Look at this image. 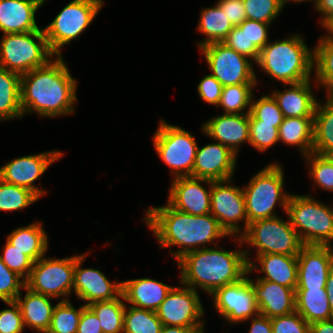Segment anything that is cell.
<instances>
[{"label":"cell","mask_w":333,"mask_h":333,"mask_svg":"<svg viewBox=\"0 0 333 333\" xmlns=\"http://www.w3.org/2000/svg\"><path fill=\"white\" fill-rule=\"evenodd\" d=\"M145 213L148 229L153 231L161 248H170L175 260L188 252L206 248L207 243L218 247L215 240L229 236L211 213L195 216L178 211L168 203L149 207ZM173 246L178 247L175 252L171 249Z\"/></svg>","instance_id":"1"},{"label":"cell","mask_w":333,"mask_h":333,"mask_svg":"<svg viewBox=\"0 0 333 333\" xmlns=\"http://www.w3.org/2000/svg\"><path fill=\"white\" fill-rule=\"evenodd\" d=\"M77 80L70 74L63 55L47 65L21 75V109L23 116L37 112L54 118L74 113L77 103Z\"/></svg>","instance_id":"2"},{"label":"cell","mask_w":333,"mask_h":333,"mask_svg":"<svg viewBox=\"0 0 333 333\" xmlns=\"http://www.w3.org/2000/svg\"><path fill=\"white\" fill-rule=\"evenodd\" d=\"M251 250H225L208 246L186 253L177 260L180 284L208 294L242 279L248 271Z\"/></svg>","instance_id":"3"},{"label":"cell","mask_w":333,"mask_h":333,"mask_svg":"<svg viewBox=\"0 0 333 333\" xmlns=\"http://www.w3.org/2000/svg\"><path fill=\"white\" fill-rule=\"evenodd\" d=\"M304 41L297 33L289 38L268 42L260 50L256 63L272 80L282 82L285 87L311 80L314 50Z\"/></svg>","instance_id":"4"},{"label":"cell","mask_w":333,"mask_h":333,"mask_svg":"<svg viewBox=\"0 0 333 333\" xmlns=\"http://www.w3.org/2000/svg\"><path fill=\"white\" fill-rule=\"evenodd\" d=\"M284 171L277 162L261 169L248 185L243 186L248 225L256 220L278 216L275 206L280 204L287 213L290 193L284 192Z\"/></svg>","instance_id":"5"},{"label":"cell","mask_w":333,"mask_h":333,"mask_svg":"<svg viewBox=\"0 0 333 333\" xmlns=\"http://www.w3.org/2000/svg\"><path fill=\"white\" fill-rule=\"evenodd\" d=\"M286 214L304 245L332 246V207L309 195L291 193Z\"/></svg>","instance_id":"6"},{"label":"cell","mask_w":333,"mask_h":333,"mask_svg":"<svg viewBox=\"0 0 333 333\" xmlns=\"http://www.w3.org/2000/svg\"><path fill=\"white\" fill-rule=\"evenodd\" d=\"M0 40V66L20 76L47 65L56 56L44 30L3 34Z\"/></svg>","instance_id":"7"},{"label":"cell","mask_w":333,"mask_h":333,"mask_svg":"<svg viewBox=\"0 0 333 333\" xmlns=\"http://www.w3.org/2000/svg\"><path fill=\"white\" fill-rule=\"evenodd\" d=\"M239 245L246 242L256 254H281L297 256L305 246L291 221L282 220L278 216L251 222L247 230L240 236H233Z\"/></svg>","instance_id":"8"},{"label":"cell","mask_w":333,"mask_h":333,"mask_svg":"<svg viewBox=\"0 0 333 333\" xmlns=\"http://www.w3.org/2000/svg\"><path fill=\"white\" fill-rule=\"evenodd\" d=\"M104 5L103 0H72L45 28L51 51L62 56L61 48L77 39L92 23Z\"/></svg>","instance_id":"9"},{"label":"cell","mask_w":333,"mask_h":333,"mask_svg":"<svg viewBox=\"0 0 333 333\" xmlns=\"http://www.w3.org/2000/svg\"><path fill=\"white\" fill-rule=\"evenodd\" d=\"M153 146L171 168L173 178L192 176L198 145L190 132L161 119L153 135Z\"/></svg>","instance_id":"10"},{"label":"cell","mask_w":333,"mask_h":333,"mask_svg":"<svg viewBox=\"0 0 333 333\" xmlns=\"http://www.w3.org/2000/svg\"><path fill=\"white\" fill-rule=\"evenodd\" d=\"M75 256L56 259L41 257L34 262L25 287L32 292L51 298L70 300L73 291Z\"/></svg>","instance_id":"11"},{"label":"cell","mask_w":333,"mask_h":333,"mask_svg":"<svg viewBox=\"0 0 333 333\" xmlns=\"http://www.w3.org/2000/svg\"><path fill=\"white\" fill-rule=\"evenodd\" d=\"M209 69L222 85L257 84L253 61L237 53L222 42L207 44L199 48Z\"/></svg>","instance_id":"12"},{"label":"cell","mask_w":333,"mask_h":333,"mask_svg":"<svg viewBox=\"0 0 333 333\" xmlns=\"http://www.w3.org/2000/svg\"><path fill=\"white\" fill-rule=\"evenodd\" d=\"M231 181L232 178L212 181L210 213L229 236L240 237L247 230L245 197L243 188L232 185Z\"/></svg>","instance_id":"13"},{"label":"cell","mask_w":333,"mask_h":333,"mask_svg":"<svg viewBox=\"0 0 333 333\" xmlns=\"http://www.w3.org/2000/svg\"><path fill=\"white\" fill-rule=\"evenodd\" d=\"M204 313L197 290L183 284L173 287L156 310L162 325L186 328H205Z\"/></svg>","instance_id":"14"},{"label":"cell","mask_w":333,"mask_h":333,"mask_svg":"<svg viewBox=\"0 0 333 333\" xmlns=\"http://www.w3.org/2000/svg\"><path fill=\"white\" fill-rule=\"evenodd\" d=\"M211 297L217 313L231 324L245 322L260 314L247 274L235 283L216 289Z\"/></svg>","instance_id":"15"},{"label":"cell","mask_w":333,"mask_h":333,"mask_svg":"<svg viewBox=\"0 0 333 333\" xmlns=\"http://www.w3.org/2000/svg\"><path fill=\"white\" fill-rule=\"evenodd\" d=\"M63 155V152L54 150L14 158L0 167V179L27 188L40 199L47 192L33 183L40 179L49 166L62 158Z\"/></svg>","instance_id":"16"},{"label":"cell","mask_w":333,"mask_h":333,"mask_svg":"<svg viewBox=\"0 0 333 333\" xmlns=\"http://www.w3.org/2000/svg\"><path fill=\"white\" fill-rule=\"evenodd\" d=\"M203 185H209L204 188ZM212 180L192 176L177 177L171 182L167 203L174 209L199 216L210 213ZM208 189V190H207Z\"/></svg>","instance_id":"17"},{"label":"cell","mask_w":333,"mask_h":333,"mask_svg":"<svg viewBox=\"0 0 333 333\" xmlns=\"http://www.w3.org/2000/svg\"><path fill=\"white\" fill-rule=\"evenodd\" d=\"M86 256L88 253L75 256L73 291L76 296L87 301L86 306L96 301L118 298L122 294V282H110L99 269L82 268Z\"/></svg>","instance_id":"18"},{"label":"cell","mask_w":333,"mask_h":333,"mask_svg":"<svg viewBox=\"0 0 333 333\" xmlns=\"http://www.w3.org/2000/svg\"><path fill=\"white\" fill-rule=\"evenodd\" d=\"M298 284L296 289H326V281L333 269V245H305L297 255Z\"/></svg>","instance_id":"19"},{"label":"cell","mask_w":333,"mask_h":333,"mask_svg":"<svg viewBox=\"0 0 333 333\" xmlns=\"http://www.w3.org/2000/svg\"><path fill=\"white\" fill-rule=\"evenodd\" d=\"M237 156L219 142L197 147L192 177L212 181L227 180L233 177Z\"/></svg>","instance_id":"20"},{"label":"cell","mask_w":333,"mask_h":333,"mask_svg":"<svg viewBox=\"0 0 333 333\" xmlns=\"http://www.w3.org/2000/svg\"><path fill=\"white\" fill-rule=\"evenodd\" d=\"M202 126V132L228 147L235 155L239 152V145L249 143V114L224 113L211 117Z\"/></svg>","instance_id":"21"},{"label":"cell","mask_w":333,"mask_h":333,"mask_svg":"<svg viewBox=\"0 0 333 333\" xmlns=\"http://www.w3.org/2000/svg\"><path fill=\"white\" fill-rule=\"evenodd\" d=\"M261 315L273 318L296 311L295 290L277 283L251 279Z\"/></svg>","instance_id":"22"},{"label":"cell","mask_w":333,"mask_h":333,"mask_svg":"<svg viewBox=\"0 0 333 333\" xmlns=\"http://www.w3.org/2000/svg\"><path fill=\"white\" fill-rule=\"evenodd\" d=\"M44 3L46 0H0V30L3 34L43 30L35 14Z\"/></svg>","instance_id":"23"},{"label":"cell","mask_w":333,"mask_h":333,"mask_svg":"<svg viewBox=\"0 0 333 333\" xmlns=\"http://www.w3.org/2000/svg\"><path fill=\"white\" fill-rule=\"evenodd\" d=\"M256 262L249 260L247 275L254 271L264 273L257 279L268 280L279 285L296 290L298 284V261L297 256L281 254L256 255Z\"/></svg>","instance_id":"24"},{"label":"cell","mask_w":333,"mask_h":333,"mask_svg":"<svg viewBox=\"0 0 333 333\" xmlns=\"http://www.w3.org/2000/svg\"><path fill=\"white\" fill-rule=\"evenodd\" d=\"M174 286L150 278L122 281V294L129 305L156 311Z\"/></svg>","instance_id":"25"},{"label":"cell","mask_w":333,"mask_h":333,"mask_svg":"<svg viewBox=\"0 0 333 333\" xmlns=\"http://www.w3.org/2000/svg\"><path fill=\"white\" fill-rule=\"evenodd\" d=\"M310 81L312 80L288 84L289 88L271 93L284 118L314 117L318 100L314 96Z\"/></svg>","instance_id":"26"},{"label":"cell","mask_w":333,"mask_h":333,"mask_svg":"<svg viewBox=\"0 0 333 333\" xmlns=\"http://www.w3.org/2000/svg\"><path fill=\"white\" fill-rule=\"evenodd\" d=\"M24 290L25 296L21 292L15 300L20 307L24 327L32 328L37 333H46L51 324L54 309L51 300L54 298L32 292L26 287Z\"/></svg>","instance_id":"27"},{"label":"cell","mask_w":333,"mask_h":333,"mask_svg":"<svg viewBox=\"0 0 333 333\" xmlns=\"http://www.w3.org/2000/svg\"><path fill=\"white\" fill-rule=\"evenodd\" d=\"M42 225V222H35L18 227L7 236L6 240L36 262L45 256L49 247L48 235Z\"/></svg>","instance_id":"28"},{"label":"cell","mask_w":333,"mask_h":333,"mask_svg":"<svg viewBox=\"0 0 333 333\" xmlns=\"http://www.w3.org/2000/svg\"><path fill=\"white\" fill-rule=\"evenodd\" d=\"M326 289L295 290L296 312L309 324L333 318Z\"/></svg>","instance_id":"29"},{"label":"cell","mask_w":333,"mask_h":333,"mask_svg":"<svg viewBox=\"0 0 333 333\" xmlns=\"http://www.w3.org/2000/svg\"><path fill=\"white\" fill-rule=\"evenodd\" d=\"M320 103L317 102L314 111L312 152L333 157V96Z\"/></svg>","instance_id":"30"},{"label":"cell","mask_w":333,"mask_h":333,"mask_svg":"<svg viewBox=\"0 0 333 333\" xmlns=\"http://www.w3.org/2000/svg\"><path fill=\"white\" fill-rule=\"evenodd\" d=\"M314 117L284 118L279 127V141L298 146L302 157L312 153Z\"/></svg>","instance_id":"31"},{"label":"cell","mask_w":333,"mask_h":333,"mask_svg":"<svg viewBox=\"0 0 333 333\" xmlns=\"http://www.w3.org/2000/svg\"><path fill=\"white\" fill-rule=\"evenodd\" d=\"M21 76L0 66V121L21 119Z\"/></svg>","instance_id":"32"},{"label":"cell","mask_w":333,"mask_h":333,"mask_svg":"<svg viewBox=\"0 0 333 333\" xmlns=\"http://www.w3.org/2000/svg\"><path fill=\"white\" fill-rule=\"evenodd\" d=\"M233 27L217 3L213 7L204 8L201 10L197 29L206 38L197 45L201 48L210 43L222 42Z\"/></svg>","instance_id":"33"},{"label":"cell","mask_w":333,"mask_h":333,"mask_svg":"<svg viewBox=\"0 0 333 333\" xmlns=\"http://www.w3.org/2000/svg\"><path fill=\"white\" fill-rule=\"evenodd\" d=\"M314 50V84L325 88L327 97L333 96V38L327 34L318 39Z\"/></svg>","instance_id":"34"},{"label":"cell","mask_w":333,"mask_h":333,"mask_svg":"<svg viewBox=\"0 0 333 333\" xmlns=\"http://www.w3.org/2000/svg\"><path fill=\"white\" fill-rule=\"evenodd\" d=\"M123 294L112 300L96 301L88 307L96 314L103 333H123L126 304Z\"/></svg>","instance_id":"35"},{"label":"cell","mask_w":333,"mask_h":333,"mask_svg":"<svg viewBox=\"0 0 333 333\" xmlns=\"http://www.w3.org/2000/svg\"><path fill=\"white\" fill-rule=\"evenodd\" d=\"M256 86L257 84H239L223 87L216 108L221 107L224 113L228 114H249L253 97L252 89Z\"/></svg>","instance_id":"36"},{"label":"cell","mask_w":333,"mask_h":333,"mask_svg":"<svg viewBox=\"0 0 333 333\" xmlns=\"http://www.w3.org/2000/svg\"><path fill=\"white\" fill-rule=\"evenodd\" d=\"M162 327L156 311L125 307L123 333H160Z\"/></svg>","instance_id":"37"},{"label":"cell","mask_w":333,"mask_h":333,"mask_svg":"<svg viewBox=\"0 0 333 333\" xmlns=\"http://www.w3.org/2000/svg\"><path fill=\"white\" fill-rule=\"evenodd\" d=\"M86 305L76 308L70 300L55 304L51 324L46 333H76L82 310Z\"/></svg>","instance_id":"38"},{"label":"cell","mask_w":333,"mask_h":333,"mask_svg":"<svg viewBox=\"0 0 333 333\" xmlns=\"http://www.w3.org/2000/svg\"><path fill=\"white\" fill-rule=\"evenodd\" d=\"M37 200L39 198L31 190L0 179V211L23 210Z\"/></svg>","instance_id":"39"},{"label":"cell","mask_w":333,"mask_h":333,"mask_svg":"<svg viewBox=\"0 0 333 333\" xmlns=\"http://www.w3.org/2000/svg\"><path fill=\"white\" fill-rule=\"evenodd\" d=\"M309 166V175L314 184L326 191H333V157L314 152L303 157Z\"/></svg>","instance_id":"40"},{"label":"cell","mask_w":333,"mask_h":333,"mask_svg":"<svg viewBox=\"0 0 333 333\" xmlns=\"http://www.w3.org/2000/svg\"><path fill=\"white\" fill-rule=\"evenodd\" d=\"M249 129V144L260 152L267 151L279 142V129L273 124L259 123L250 113Z\"/></svg>","instance_id":"41"},{"label":"cell","mask_w":333,"mask_h":333,"mask_svg":"<svg viewBox=\"0 0 333 333\" xmlns=\"http://www.w3.org/2000/svg\"><path fill=\"white\" fill-rule=\"evenodd\" d=\"M252 97L250 114L259 121V123L273 124L279 129L284 116L280 110L277 101L272 95H263L255 100Z\"/></svg>","instance_id":"42"},{"label":"cell","mask_w":333,"mask_h":333,"mask_svg":"<svg viewBox=\"0 0 333 333\" xmlns=\"http://www.w3.org/2000/svg\"><path fill=\"white\" fill-rule=\"evenodd\" d=\"M247 19L272 24L283 10L281 0H243Z\"/></svg>","instance_id":"43"},{"label":"cell","mask_w":333,"mask_h":333,"mask_svg":"<svg viewBox=\"0 0 333 333\" xmlns=\"http://www.w3.org/2000/svg\"><path fill=\"white\" fill-rule=\"evenodd\" d=\"M269 27L270 24L247 19L248 58L255 63L259 58L260 50L269 42Z\"/></svg>","instance_id":"44"},{"label":"cell","mask_w":333,"mask_h":333,"mask_svg":"<svg viewBox=\"0 0 333 333\" xmlns=\"http://www.w3.org/2000/svg\"><path fill=\"white\" fill-rule=\"evenodd\" d=\"M2 253L0 254V258L5 265L11 271L21 276L23 280H26L30 275L34 262L27 255L23 254L22 251L12 246L7 240Z\"/></svg>","instance_id":"45"},{"label":"cell","mask_w":333,"mask_h":333,"mask_svg":"<svg viewBox=\"0 0 333 333\" xmlns=\"http://www.w3.org/2000/svg\"><path fill=\"white\" fill-rule=\"evenodd\" d=\"M22 279V280H21ZM25 287V280L11 271L0 258V300L15 301Z\"/></svg>","instance_id":"46"},{"label":"cell","mask_w":333,"mask_h":333,"mask_svg":"<svg viewBox=\"0 0 333 333\" xmlns=\"http://www.w3.org/2000/svg\"><path fill=\"white\" fill-rule=\"evenodd\" d=\"M272 333H310V324L296 311L271 318Z\"/></svg>","instance_id":"47"},{"label":"cell","mask_w":333,"mask_h":333,"mask_svg":"<svg viewBox=\"0 0 333 333\" xmlns=\"http://www.w3.org/2000/svg\"><path fill=\"white\" fill-rule=\"evenodd\" d=\"M4 303L9 308L0 311V333H22L25 327L19 305L16 301Z\"/></svg>","instance_id":"48"},{"label":"cell","mask_w":333,"mask_h":333,"mask_svg":"<svg viewBox=\"0 0 333 333\" xmlns=\"http://www.w3.org/2000/svg\"><path fill=\"white\" fill-rule=\"evenodd\" d=\"M223 85L211 74L204 76L197 85L199 97L211 105H218Z\"/></svg>","instance_id":"49"},{"label":"cell","mask_w":333,"mask_h":333,"mask_svg":"<svg viewBox=\"0 0 333 333\" xmlns=\"http://www.w3.org/2000/svg\"><path fill=\"white\" fill-rule=\"evenodd\" d=\"M222 43L248 57L247 19L240 25L234 26Z\"/></svg>","instance_id":"50"},{"label":"cell","mask_w":333,"mask_h":333,"mask_svg":"<svg viewBox=\"0 0 333 333\" xmlns=\"http://www.w3.org/2000/svg\"><path fill=\"white\" fill-rule=\"evenodd\" d=\"M217 4L233 26H238L247 19L243 0H219Z\"/></svg>","instance_id":"51"},{"label":"cell","mask_w":333,"mask_h":333,"mask_svg":"<svg viewBox=\"0 0 333 333\" xmlns=\"http://www.w3.org/2000/svg\"><path fill=\"white\" fill-rule=\"evenodd\" d=\"M76 333H103L98 317L88 306L82 310Z\"/></svg>","instance_id":"52"},{"label":"cell","mask_w":333,"mask_h":333,"mask_svg":"<svg viewBox=\"0 0 333 333\" xmlns=\"http://www.w3.org/2000/svg\"><path fill=\"white\" fill-rule=\"evenodd\" d=\"M315 8L322 15L319 24L325 29L333 22V0H317Z\"/></svg>","instance_id":"53"},{"label":"cell","mask_w":333,"mask_h":333,"mask_svg":"<svg viewBox=\"0 0 333 333\" xmlns=\"http://www.w3.org/2000/svg\"><path fill=\"white\" fill-rule=\"evenodd\" d=\"M251 320L249 333H272L271 318L259 314Z\"/></svg>","instance_id":"54"},{"label":"cell","mask_w":333,"mask_h":333,"mask_svg":"<svg viewBox=\"0 0 333 333\" xmlns=\"http://www.w3.org/2000/svg\"><path fill=\"white\" fill-rule=\"evenodd\" d=\"M310 333H333V318L310 324Z\"/></svg>","instance_id":"55"},{"label":"cell","mask_w":333,"mask_h":333,"mask_svg":"<svg viewBox=\"0 0 333 333\" xmlns=\"http://www.w3.org/2000/svg\"><path fill=\"white\" fill-rule=\"evenodd\" d=\"M205 328H186L180 326L163 325L160 333H195Z\"/></svg>","instance_id":"56"},{"label":"cell","mask_w":333,"mask_h":333,"mask_svg":"<svg viewBox=\"0 0 333 333\" xmlns=\"http://www.w3.org/2000/svg\"><path fill=\"white\" fill-rule=\"evenodd\" d=\"M325 288H326V292L328 294V299H329L328 301H329L330 309L333 314V269L328 275Z\"/></svg>","instance_id":"57"},{"label":"cell","mask_w":333,"mask_h":333,"mask_svg":"<svg viewBox=\"0 0 333 333\" xmlns=\"http://www.w3.org/2000/svg\"><path fill=\"white\" fill-rule=\"evenodd\" d=\"M289 1H291V2H295V3H302V2H306V1H314V6L316 5V3H317V0H281V3H282V5H283V7L285 6V5H287V3L289 2Z\"/></svg>","instance_id":"58"},{"label":"cell","mask_w":333,"mask_h":333,"mask_svg":"<svg viewBox=\"0 0 333 333\" xmlns=\"http://www.w3.org/2000/svg\"><path fill=\"white\" fill-rule=\"evenodd\" d=\"M325 29L328 31V34L333 38V22Z\"/></svg>","instance_id":"59"},{"label":"cell","mask_w":333,"mask_h":333,"mask_svg":"<svg viewBox=\"0 0 333 333\" xmlns=\"http://www.w3.org/2000/svg\"><path fill=\"white\" fill-rule=\"evenodd\" d=\"M205 331H204V329L203 330H201V331H198V332H195V333H204Z\"/></svg>","instance_id":"60"}]
</instances>
